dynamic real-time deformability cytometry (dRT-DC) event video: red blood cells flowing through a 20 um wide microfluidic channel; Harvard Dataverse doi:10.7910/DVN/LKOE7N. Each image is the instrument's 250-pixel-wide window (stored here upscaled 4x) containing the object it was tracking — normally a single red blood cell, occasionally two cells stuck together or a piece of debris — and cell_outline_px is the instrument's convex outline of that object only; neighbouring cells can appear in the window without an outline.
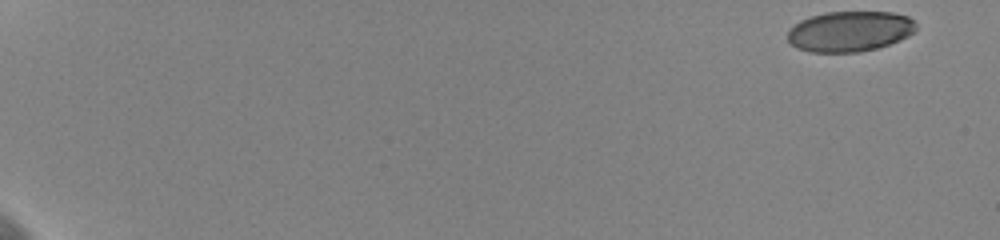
{"species": "human", "species_latin": "Homo sapiens", "temperature_condition": "cold", "stored_images_in_passage": 52, "camera_frame_rate_fps": 3000, "um_per_image_px": 0.085, "donor": {"sex": "female"}, "frame": {"image": 1, "passage_image": 1, "time_ms": 0.0, "image_size_px": [1000, 240], "cell_outline_px": [[916, 32], [908, 36], [888, 44], [876, 48], [856, 52], [812, 52], [796, 48], [788, 40], [788, 32], [800, 20], [824, 12], [892, 12], [908, 16], [916, 24]], "centroid_in_image_um": [72.24, 2.66], "position_along_channel_um": 12.8, "area_um2": 30.11}}
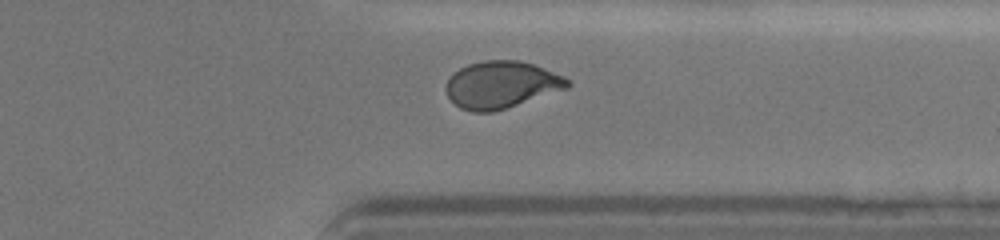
{"frame": {"image": 2, "passage_image": 47, "time_ms": 15.333, "image_size_px": [1000, 240], "cell_outline_px": [[572, 84], [568, 88], [492, 112], [472, 112], [460, 108], [448, 96], [444, 88], [448, 80], [460, 68], [468, 64], [484, 60], [520, 60], [532, 64], [564, 76]], "centroid_in_image_um": [42.6, 7.2], "position_along_channel_um": 368.8, "area_um2": 33.0}}
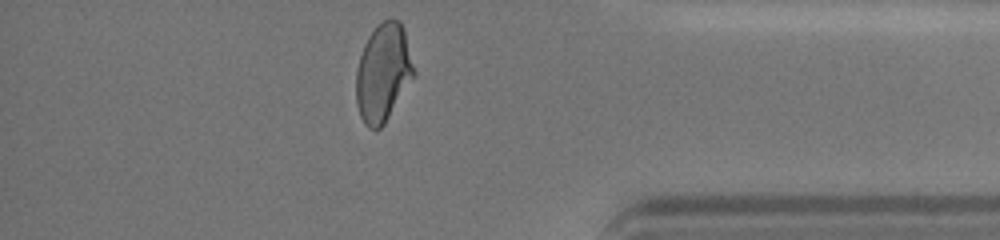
{"frame": {"image": 3, "passage_image": 51, "time_ms": 16.667, "image_size_px": [1000, 240], "cell_outline_px": [[416, 72], [384, 124], [380, 128], [368, 128], [364, 124], [360, 116], [356, 104], [356, 72], [360, 56], [364, 44], [368, 36], [376, 24], [384, 20], [400, 20], [404, 28]], "centroid_in_image_um": [32.56, 6.16], "position_along_channel_um": 402.6, "area_um2": 32.89}, "authors_computed_cell_mechanics": {"area_um2": 32.9171, "velocity_mm_per_s": 3.6081, "shape_relaxation_time_tau1_ms": 7.1845, "shape_relaxation_time_tau2_ms": 1.1727, "deformation_change_tau1": 0.1885, "deformation_change_tau2": 0.0634}}